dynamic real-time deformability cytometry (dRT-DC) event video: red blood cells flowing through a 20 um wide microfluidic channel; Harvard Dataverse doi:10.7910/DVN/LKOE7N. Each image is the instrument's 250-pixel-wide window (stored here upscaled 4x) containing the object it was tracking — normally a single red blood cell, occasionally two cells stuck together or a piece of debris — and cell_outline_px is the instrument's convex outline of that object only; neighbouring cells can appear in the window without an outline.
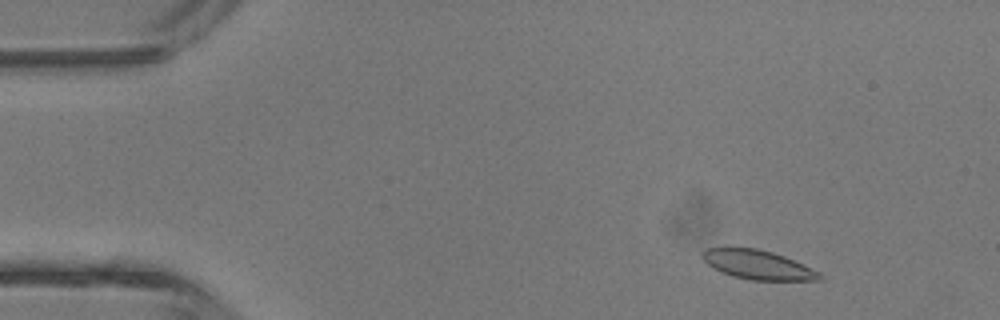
{"species": "common noctule bat (a hibernating species)", "species_latin": "Nyctalus noctula", "temperature_condition": "room temperature", "stored_images_in_passage": 3, "camera_frame_rate_fps": 3000, "um_per_image_px": 0.085, "animal": {"sex": "male", "body_mass_g": 13.3}, "frame": {"image": 1, "passage_image": 1, "time_ms": 0.0, "image_size_px": [1000, 320], "cell_outline_px": [[824, 280], [752, 280], [732, 276], [708, 264], [700, 256], [700, 252], [708, 248], [756, 248], [772, 252], [784, 256], [820, 272], [824, 276]], "centroid_in_image_um": [64.44, 22.51], "position_along_channel_um": 20.6, "area_um2": 19.71}}